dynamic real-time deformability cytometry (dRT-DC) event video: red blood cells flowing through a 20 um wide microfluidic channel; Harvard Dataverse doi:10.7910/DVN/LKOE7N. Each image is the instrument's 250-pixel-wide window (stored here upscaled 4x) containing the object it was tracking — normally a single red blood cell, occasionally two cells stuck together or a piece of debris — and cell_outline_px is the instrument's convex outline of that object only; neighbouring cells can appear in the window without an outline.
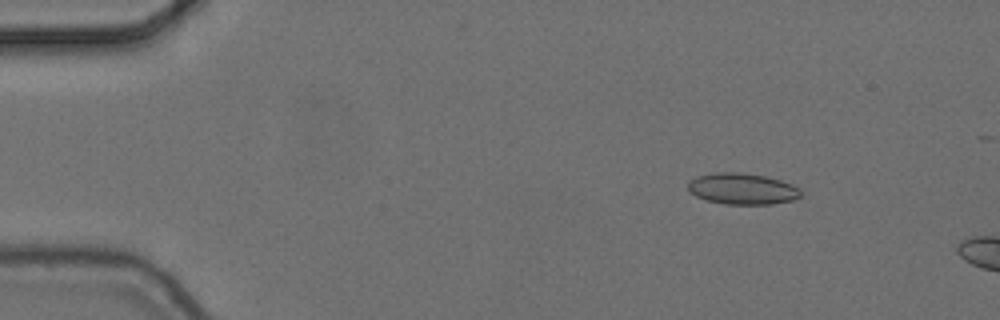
{"species": "common noctule bat (a hibernating species)", "species_latin": "Nyctalus noctula", "temperature_condition": "cold", "stored_images_in_passage": 4, "camera_frame_rate_fps": 3000, "um_per_image_px": 0.085, "animal": {"sex": "female", "body_mass_g": 24.6, "forearm_length_mm": 56.2}, "frame": {"image": 1, "passage_image": 3, "time_ms": 0.667, "image_size_px": [1000, 320], "cell_outline_px": [[804, 196], [792, 200], [772, 204], [724, 204], [708, 200], [696, 196], [688, 192], [688, 180], [696, 176], [716, 172], [740, 172], [764, 176], [780, 180], [792, 184], [800, 188]], "centroid_in_image_um": [63.1, 16.04], "position_along_channel_um": 21.9, "area_um2": 20.75}}